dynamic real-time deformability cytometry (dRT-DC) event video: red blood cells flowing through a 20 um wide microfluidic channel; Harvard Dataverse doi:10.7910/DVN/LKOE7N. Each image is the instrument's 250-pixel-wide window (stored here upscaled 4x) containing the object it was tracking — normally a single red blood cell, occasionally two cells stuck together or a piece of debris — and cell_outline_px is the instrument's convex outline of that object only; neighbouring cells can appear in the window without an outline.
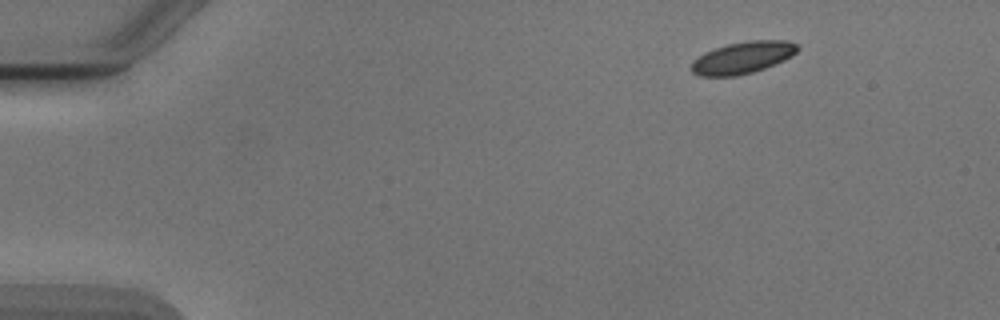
{"species": "Egyptian fruit bat (a non-hibernating species)", "species_latin": "Rousettus aegyptiacus", "temperature_condition": "cold", "stored_images_in_passage": 4, "camera_frame_rate_fps": 3000, "um_per_image_px": 0.085, "animal": {"sex": "male"}, "frame": {"image": 1, "passage_image": 1, "time_ms": 0.0, "image_size_px": [1000, 320], "cell_outline_px": [[800, 48], [792, 56], [776, 64], [752, 72], [736, 76], [700, 76], [692, 72], [688, 68], [692, 60], [704, 52], [712, 48], [728, 44], [748, 40], [784, 40], [796, 44]], "centroid_in_image_um": [63.08, 4.9], "position_along_channel_um": 21.9, "area_um2": 20.0}}
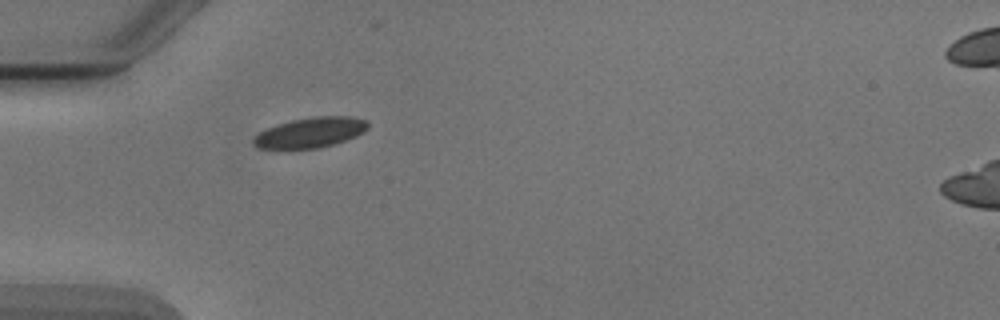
{"frame": {"image": 2, "passage_image": 4, "time_ms": 3.333, "image_size_px": [1000, 320], "cell_outline_px": [[368, 128], [364, 132], [356, 136], [320, 148], [260, 148], [252, 144], [252, 140], [260, 132], [268, 128], [292, 120], [312, 116], [352, 116], [368, 120]], "centroid_in_image_um": [26.43, 11.25], "position_along_channel_um": 58.6, "area_um2": 19.94}}